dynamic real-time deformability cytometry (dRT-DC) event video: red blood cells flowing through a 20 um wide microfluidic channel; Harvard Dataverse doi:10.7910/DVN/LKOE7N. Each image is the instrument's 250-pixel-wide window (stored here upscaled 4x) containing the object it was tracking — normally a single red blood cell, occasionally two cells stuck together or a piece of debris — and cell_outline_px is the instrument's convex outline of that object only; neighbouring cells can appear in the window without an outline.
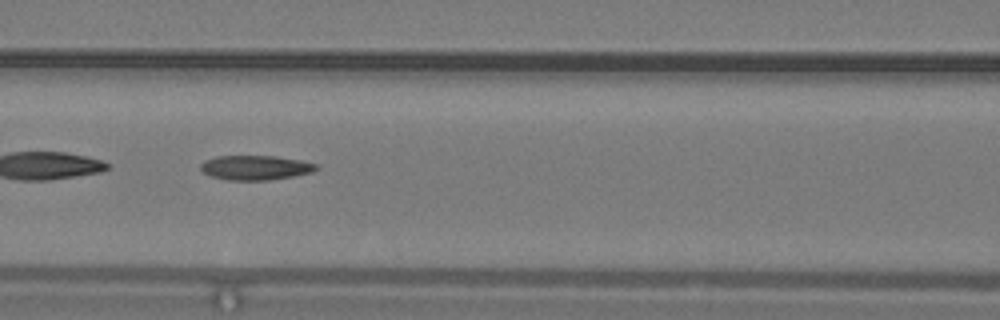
{"species": "common noctule bat (a hibernating species)", "species_latin": "Nyctalus noctula", "temperature_condition": "warm", "stored_images_in_passage": 50, "segment_of_instrument_passage": [2, 2], "camera_frame_rate_fps": 3000, "um_per_image_px": 0.085, "animal": {"sex": "male", "body_mass_g": 19.2, "forearm_length_mm": 51.8}, "frame": {"image": 1, "passage_image": 22, "time_ms": 7.0, "image_size_px": [1000, 320], "cell_outline_px": [[320, 168], [312, 172], [292, 176], [268, 180], [228, 180], [212, 176], [204, 172], [200, 168], [200, 164], [204, 160], [216, 156], [276, 156], [300, 160], [316, 164]], "centroid_in_image_um": [21.71, 14.24], "position_along_channel_um": 144.9, "area_um2": 16.47}}
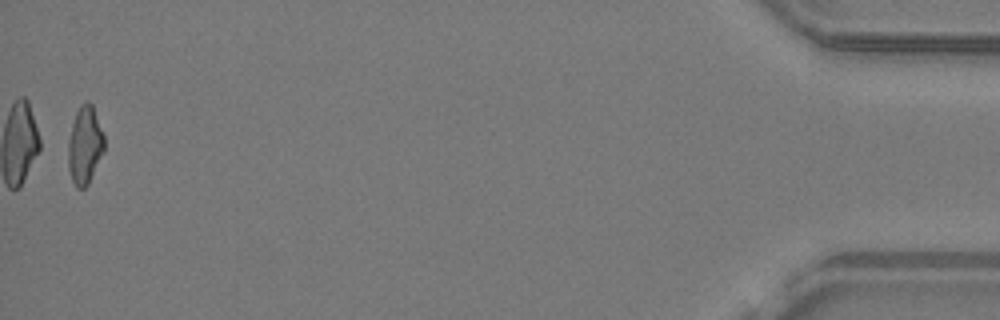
{"frame": {"image": 2, "passage_image": 49, "time_ms": 16.0, "image_size_px": [1000, 320], "cell_outline_px": [[104, 152], [88, 184], [84, 188], [76, 188], [72, 180], [68, 168], [68, 144], [72, 124], [76, 112], [80, 104], [88, 100], [92, 104], [104, 136]], "centroid_in_image_um": [7.21, 12.34], "position_along_channel_um": 428.0, "area_um2": 16.36}}